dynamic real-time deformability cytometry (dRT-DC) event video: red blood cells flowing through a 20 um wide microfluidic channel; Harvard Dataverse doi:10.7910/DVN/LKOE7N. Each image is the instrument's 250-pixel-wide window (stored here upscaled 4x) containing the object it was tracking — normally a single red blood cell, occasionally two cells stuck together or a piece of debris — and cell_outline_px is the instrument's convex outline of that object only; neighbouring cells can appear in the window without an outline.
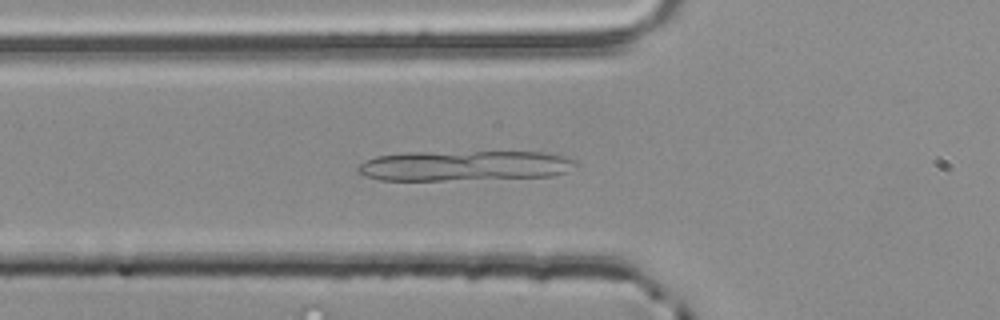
{"species": "common noctule bat (a hibernating species)", "species_latin": "Nyctalus noctula", "temperature_condition": "room temperature", "stored_images_in_passage": 54, "camera_frame_rate_fps": 3000, "um_per_image_px": 0.085, "animal": {"sex": "male", "body_mass_g": 20.4}, "frame": {"image": 1, "passage_image": 19, "time_ms": 6.0, "image_size_px": [1000, 320], "cell_outline_px": [[580, 164], [564, 172], [552, 176], [444, 180], [380, 180], [364, 176], [356, 172], [356, 168], [364, 160], [376, 156], [404, 152], [544, 152], [576, 160]], "centroid_in_image_um": [39.41, 14.08], "position_along_channel_um": 86.4, "area_um2": 38.44}}
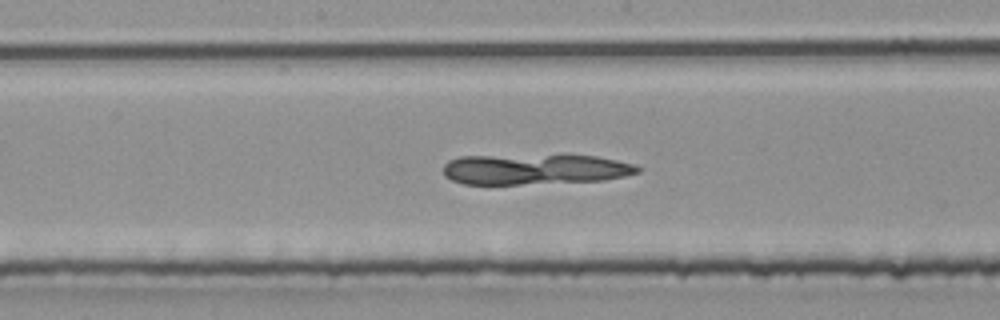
{"frame": {"image": 2, "passage_image": 28, "time_ms": 9.0, "image_size_px": [1000, 320], "cell_outline_px": [[640, 172], [624, 176], [604, 180], [520, 184], [464, 184], [452, 180], [444, 176], [444, 164], [448, 160], [460, 156], [596, 156], [636, 164], [640, 168]], "centroid_in_image_um": [45.45, 14.4], "position_along_channel_um": 202.8, "area_um2": 34.1}}
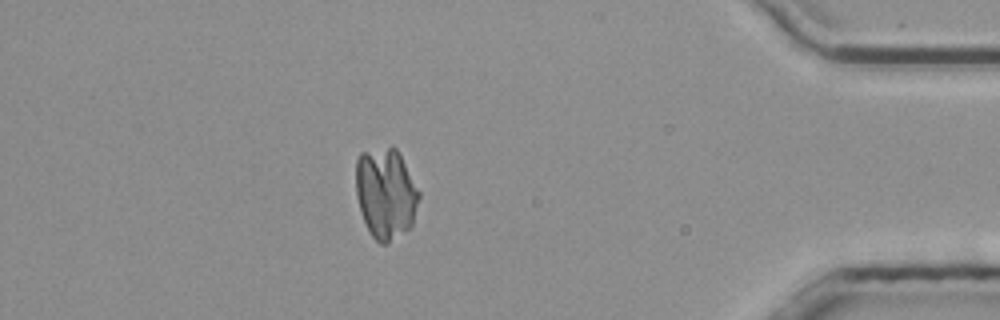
{"frame": {"image": 3, "passage_image": 47, "time_ms": 15.333, "image_size_px": [1000, 320], "cell_outline_px": [[420, 196], [412, 224], [408, 228], [388, 244], [380, 244], [372, 236], [364, 220], [360, 208], [356, 192], [356, 160], [360, 152], [392, 144], [400, 152], [420, 192]], "centroid_in_image_um": [32.79, 16.38], "position_along_channel_um": 402.4, "area_um2": 33.76}}